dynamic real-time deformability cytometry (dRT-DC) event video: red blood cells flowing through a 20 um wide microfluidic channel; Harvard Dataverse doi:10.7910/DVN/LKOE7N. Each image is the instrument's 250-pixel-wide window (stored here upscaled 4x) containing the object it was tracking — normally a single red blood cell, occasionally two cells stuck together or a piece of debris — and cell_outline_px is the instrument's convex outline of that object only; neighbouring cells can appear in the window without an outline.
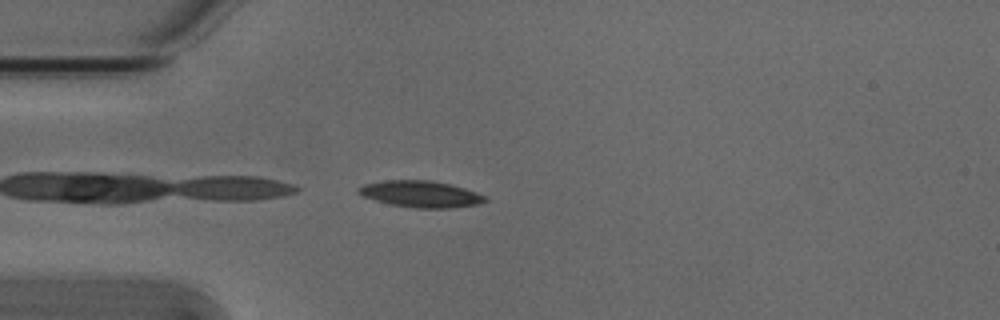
{"species": "Egyptian fruit bat (a non-hibernating species)", "species_latin": "Rousettus aegyptiacus", "temperature_condition": "cold", "stored_images_in_passage": 3, "camera_frame_rate_fps": 3000, "um_per_image_px": 0.085, "animal": {"sex": "male"}, "frame": {"image": 1, "passage_image": 3, "time_ms": 0.667, "image_size_px": [1000, 320], "cell_outline_px": [[488, 200], [476, 204], [452, 208], [416, 208], [388, 204], [364, 196], [356, 192], [356, 188], [364, 184], [384, 180], [428, 180], [448, 184], [464, 188], [488, 196]], "centroid_in_image_um": [35.74, 16.49], "position_along_channel_um": 49.3, "area_um2": 19.54}}